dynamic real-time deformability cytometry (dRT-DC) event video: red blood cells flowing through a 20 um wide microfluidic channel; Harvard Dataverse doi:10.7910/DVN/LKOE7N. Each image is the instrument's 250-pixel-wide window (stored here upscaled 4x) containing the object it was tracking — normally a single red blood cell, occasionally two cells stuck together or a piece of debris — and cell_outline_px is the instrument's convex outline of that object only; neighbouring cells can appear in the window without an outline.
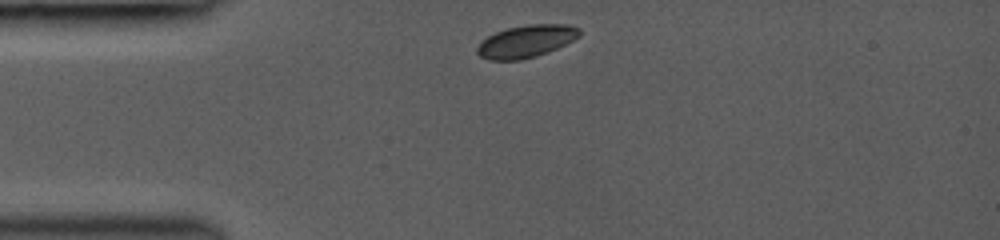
{"species": "common noctule bat (a hibernating species)", "species_latin": "Nyctalus noctula", "temperature_condition": "room temperature", "stored_images_in_passage": 4, "camera_frame_rate_fps": 3000, "um_per_image_px": 0.085, "animal": {"sex": "female", "body_mass_g": 19.0, "forearm_length_mm": 53.3}, "frame": {"image": 1, "passage_image": 1, "time_ms": 0.0, "image_size_px": [1000, 240], "cell_outline_px": [[580, 36], [556, 48], [536, 56], [520, 60], [488, 60], [480, 56], [476, 52], [476, 48], [488, 36], [496, 32], [508, 28], [528, 24], [564, 24], [580, 28]], "centroid_in_image_um": [44.71, 3.51], "position_along_channel_um": 40.3, "area_um2": 19.07}}